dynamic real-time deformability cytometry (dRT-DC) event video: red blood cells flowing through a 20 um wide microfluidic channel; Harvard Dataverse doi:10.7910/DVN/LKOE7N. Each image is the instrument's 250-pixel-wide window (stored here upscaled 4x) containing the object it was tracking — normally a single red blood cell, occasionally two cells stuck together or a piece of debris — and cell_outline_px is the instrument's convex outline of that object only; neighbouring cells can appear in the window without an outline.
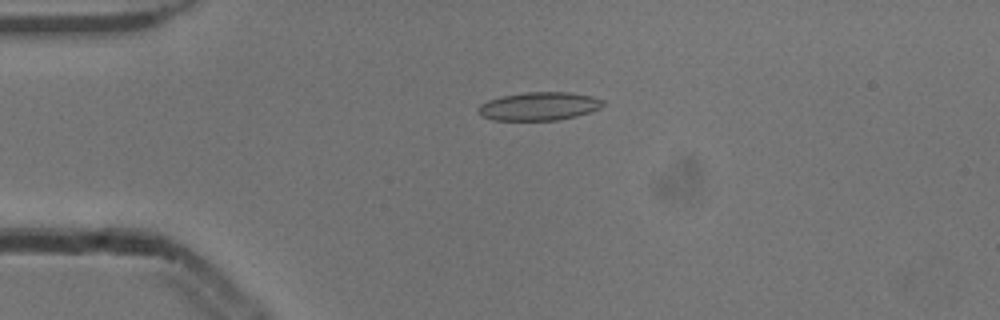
{"species": "common noctule bat (a hibernating species)", "species_latin": "Nyctalus noctula", "temperature_condition": "cold", "stored_images_in_passage": 2, "camera_frame_rate_fps": 3000, "um_per_image_px": 0.085, "animal": {"sex": "male", "body_mass_g": 13.3}, "frame": {"image": 1, "passage_image": 1, "time_ms": 0.0, "image_size_px": [1000, 320], "cell_outline_px": [[604, 104], [600, 108], [576, 116], [556, 120], [492, 120], [480, 116], [480, 104], [488, 100], [500, 96], [524, 92], [568, 92], [592, 96], [604, 100]], "centroid_in_image_um": [45.81, 9.02], "position_along_channel_um": 39.2, "area_um2": 20.52}}
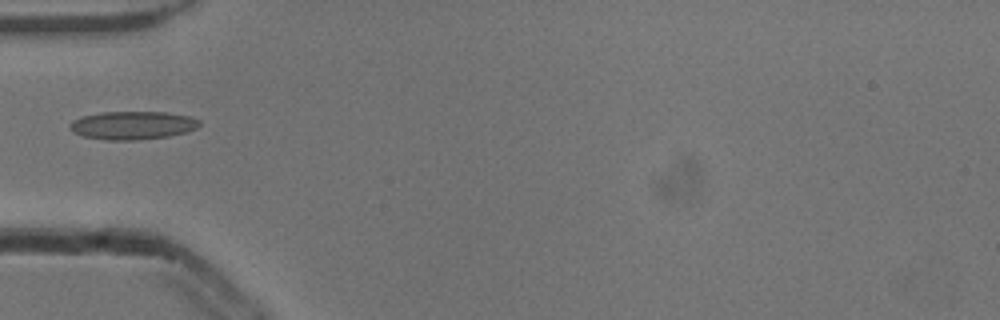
{"frame": {"image": 2, "passage_image": 2, "time_ms": 0.333, "image_size_px": [1000, 320], "cell_outline_px": [[200, 124], [196, 128], [184, 132], [168, 136], [136, 140], [108, 140], [84, 136], [72, 132], [68, 128], [68, 124], [72, 120], [80, 116], [100, 112], [168, 112], [192, 116], [200, 120]], "centroid_in_image_um": [11.23, 10.64], "position_along_channel_um": 73.8, "area_um2": 21.5}}